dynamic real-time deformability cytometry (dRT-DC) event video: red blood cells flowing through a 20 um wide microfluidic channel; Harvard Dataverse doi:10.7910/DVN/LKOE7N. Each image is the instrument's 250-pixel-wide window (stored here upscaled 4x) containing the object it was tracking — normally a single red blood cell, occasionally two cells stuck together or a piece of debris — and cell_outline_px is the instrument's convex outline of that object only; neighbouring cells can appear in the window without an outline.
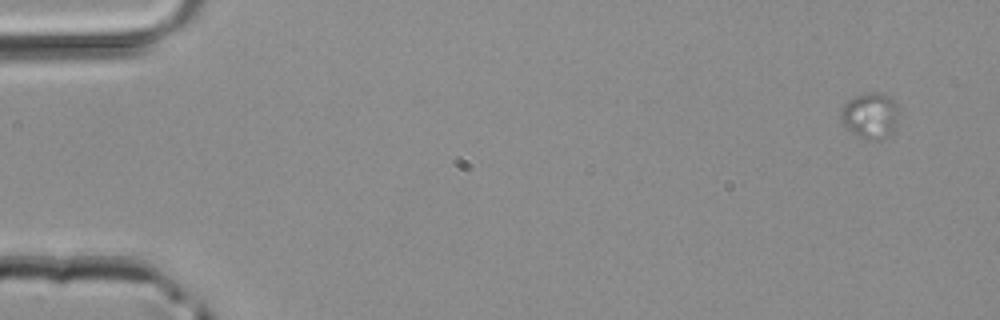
{"species": "common noctule bat (a hibernating species)", "species_latin": "Nyctalus noctula", "temperature_condition": "room temperature", "stored_images_in_passage": 5, "camera_frame_rate_fps": 3000, "um_per_image_px": 0.085, "animal": {"sex": "male", "body_mass_g": 20.4}, "frame": {"image": 1, "passage_image": 5, "time_ms": 1.333, "image_size_px": [1000, 320], "cell_outline_px": [[896, 124], [888, 136], [876, 140], [868, 140], [852, 132], [844, 124], [840, 116], [840, 112], [844, 104], [848, 100], [856, 96], [868, 92], [880, 92], [888, 96], [896, 104]], "centroid_in_image_um": [73.95, 9.81], "position_along_channel_um": 11.1, "area_um2": 15.09}}